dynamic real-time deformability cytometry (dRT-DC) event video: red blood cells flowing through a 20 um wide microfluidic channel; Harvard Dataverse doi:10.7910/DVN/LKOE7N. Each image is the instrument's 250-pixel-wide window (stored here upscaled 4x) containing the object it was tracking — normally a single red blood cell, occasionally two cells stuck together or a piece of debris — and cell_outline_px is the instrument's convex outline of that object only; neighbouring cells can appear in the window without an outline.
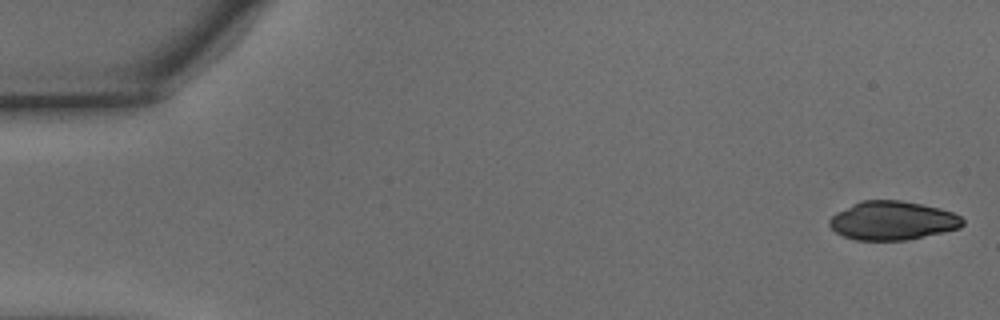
{"species": "common noctule bat (a hibernating species)", "species_latin": "Nyctalus noctula", "temperature_condition": "warm", "stored_images_in_passage": 53, "camera_frame_rate_fps": 3000, "um_per_image_px": 0.085, "animal": {"sex": "male", "body_mass_g": 15.6}, "frame": {"image": 1, "passage_image": 1, "time_ms": 0.0, "image_size_px": [1000, 320], "cell_outline_px": [[964, 224], [960, 228], [944, 232], [908, 240], [856, 240], [844, 236], [836, 232], [828, 224], [828, 220], [836, 212], [860, 200], [900, 200], [940, 208], [952, 212], [960, 216], [964, 220]], "centroid_in_image_um": [75.86, 18.75], "position_along_channel_um": 9.1, "area_um2": 30.17}}
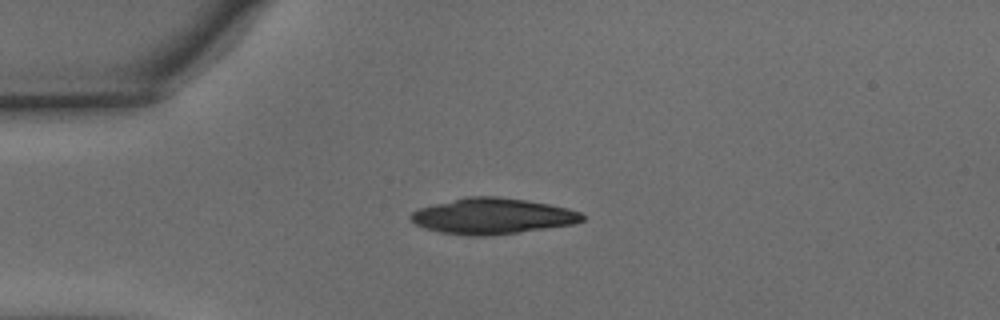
{"frame": {"image": 2, "passage_image": 13, "time_ms": 4.0, "image_size_px": [1000, 320], "cell_outline_px": [[584, 220], [572, 224], [516, 232], [484, 236], [468, 236], [440, 232], [424, 228], [416, 224], [408, 216], [412, 212], [420, 208], [468, 196], [496, 196], [524, 200], [548, 204], [568, 208], [580, 212], [584, 216]], "centroid_in_image_um": [41.83, 18.37], "position_along_channel_um": 43.2, "area_um2": 35.32}}